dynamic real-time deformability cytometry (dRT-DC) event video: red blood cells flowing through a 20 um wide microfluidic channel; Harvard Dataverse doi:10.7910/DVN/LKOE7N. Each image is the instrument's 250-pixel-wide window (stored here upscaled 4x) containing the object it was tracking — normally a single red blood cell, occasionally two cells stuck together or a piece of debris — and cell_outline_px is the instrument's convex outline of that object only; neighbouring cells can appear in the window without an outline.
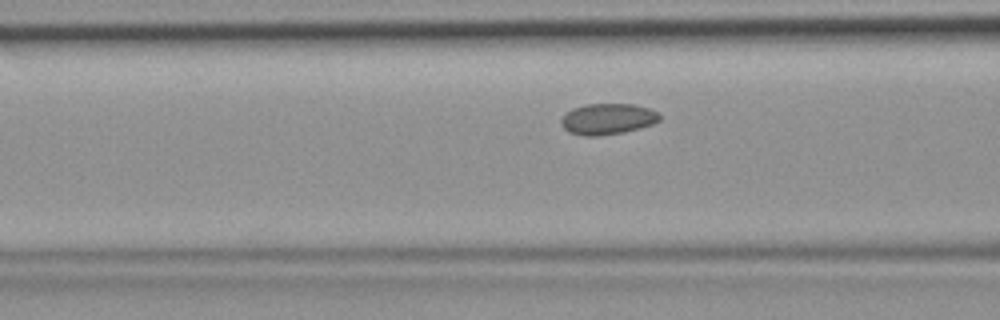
{"species": "common noctule bat (a hibernating species)", "species_latin": "Nyctalus noctula", "temperature_condition": "room temperature", "stored_images_in_passage": 40, "camera_frame_rate_fps": 3000, "um_per_image_px": 0.085, "animal": {"sex": "female", "body_mass_g": 19.9}, "frame": {"image": 1, "passage_image": 11, "time_ms": 3.333, "image_size_px": [1000, 320], "cell_outline_px": [[660, 120], [652, 124], [640, 128], [624, 132], [600, 136], [584, 136], [568, 132], [560, 124], [560, 120], [572, 108], [588, 104], [632, 104], [648, 108], [656, 112], [660, 116]], "centroid_in_image_um": [51.63, 10.12], "position_along_channel_um": 115.0, "area_um2": 17.74}}
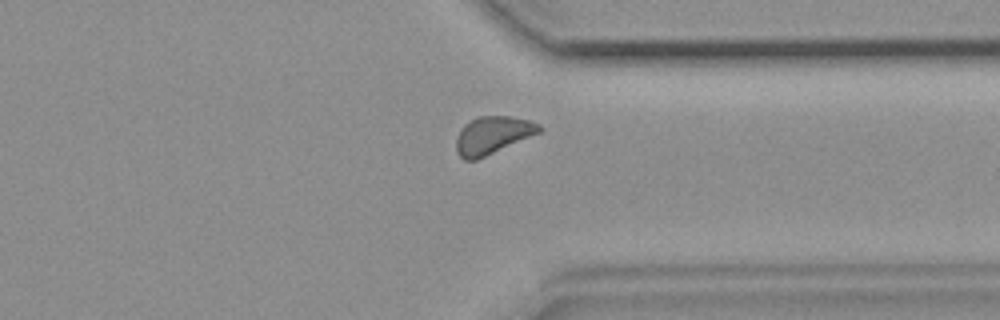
{"frame": {"image": 2, "passage_image": 29, "time_ms": 9.333, "image_size_px": [1000, 320], "cell_outline_px": [[544, 128], [540, 132], [476, 160], [464, 160], [456, 152], [456, 140], [464, 124], [480, 116], [508, 116], [528, 120], [540, 124]], "centroid_in_image_um": [41.87, 11.49], "position_along_channel_um": 369.5, "area_um2": 17.92}}
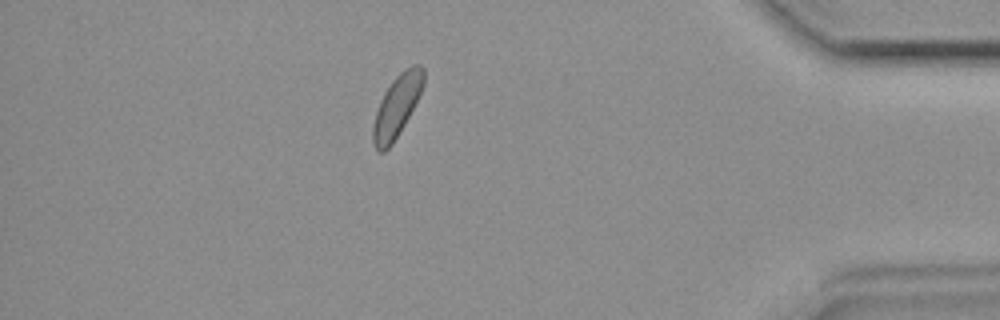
{"frame": {"image": 3, "passage_image": 34, "time_ms": 11.0, "image_size_px": [1000, 320], "cell_outline_px": [[424, 84], [404, 124], [392, 144], [384, 152], [376, 152], [372, 144], [372, 124], [380, 100], [384, 92], [392, 80], [404, 68], [412, 64], [420, 64], [424, 68]], "centroid_in_image_um": [33.7, 9.02], "position_along_channel_um": 401.5, "area_um2": 18.21}}